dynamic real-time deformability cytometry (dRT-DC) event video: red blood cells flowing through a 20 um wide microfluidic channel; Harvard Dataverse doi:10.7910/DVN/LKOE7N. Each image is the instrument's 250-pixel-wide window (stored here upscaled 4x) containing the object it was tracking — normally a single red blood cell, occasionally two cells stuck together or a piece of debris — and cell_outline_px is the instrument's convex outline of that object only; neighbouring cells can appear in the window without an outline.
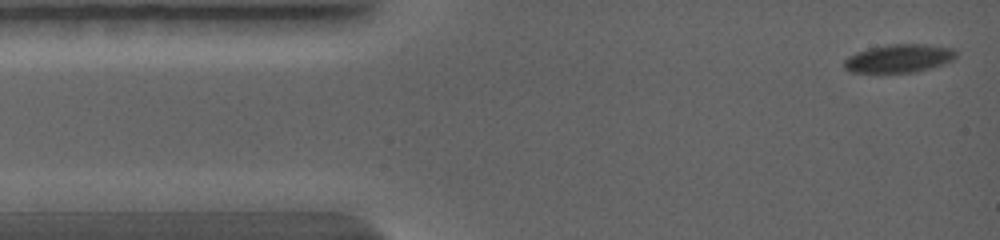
{"species": "common noctule bat (a hibernating species)", "species_latin": "Nyctalus noctula", "temperature_condition": "warm", "stored_images_in_passage": 59, "camera_frame_rate_fps": 5000, "um_per_image_px": 0.085, "animal": {"sex": "female", "body_mass_g": 19.0, "forearm_length_mm": 56.7}, "frame": {"image": 1, "passage_image": 1, "time_ms": 0.0, "image_size_px": [1000, 240], "cell_outline_px": [[956, 56], [952, 60], [944, 64], [932, 68], [916, 72], [848, 72], [844, 68], [844, 60], [848, 56], [856, 52], [868, 48], [888, 44], [928, 44], [956, 48]], "centroid_in_image_um": [76.43, 4.95], "position_along_channel_um": 8.6, "area_um2": 18.67}}
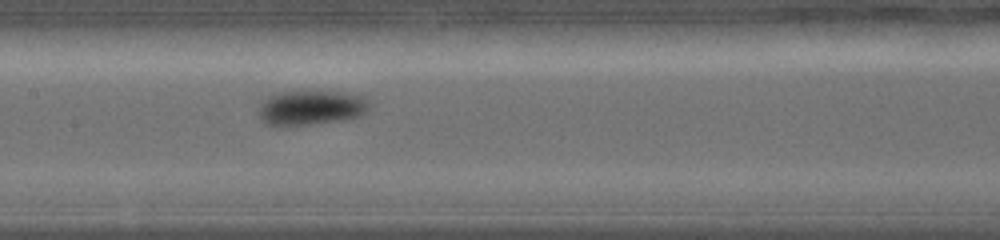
{"frame": {"image": 2, "passage_image": 24, "time_ms": 4.6, "image_size_px": [1000, 240], "cell_outline_px": [[368, 108], [364, 116], [344, 120], [288, 128], [284, 128], [264, 124], [260, 120], [260, 104], [268, 96], [284, 92], [340, 92], [368, 96]], "centroid_in_image_um": [26.45, 9.21], "position_along_channel_um": 180.9, "area_um2": 23.0}}
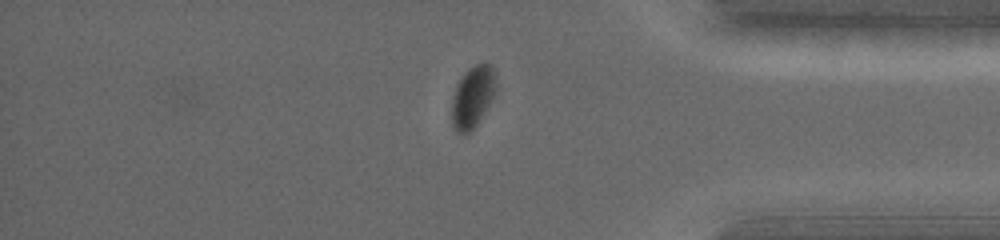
{"frame": {"image": 3, "passage_image": 46, "time_ms": 8.8, "image_size_px": [1000, 240], "cell_outline_px": [[496, 88], [492, 100], [476, 124], [468, 132], [456, 132], [452, 128], [452, 96], [456, 84], [464, 72], [468, 68], [476, 64], [492, 64], [496, 84]], "centroid_in_image_um": [40.16, 8.2], "position_along_channel_um": 395.0, "area_um2": 15.78}}